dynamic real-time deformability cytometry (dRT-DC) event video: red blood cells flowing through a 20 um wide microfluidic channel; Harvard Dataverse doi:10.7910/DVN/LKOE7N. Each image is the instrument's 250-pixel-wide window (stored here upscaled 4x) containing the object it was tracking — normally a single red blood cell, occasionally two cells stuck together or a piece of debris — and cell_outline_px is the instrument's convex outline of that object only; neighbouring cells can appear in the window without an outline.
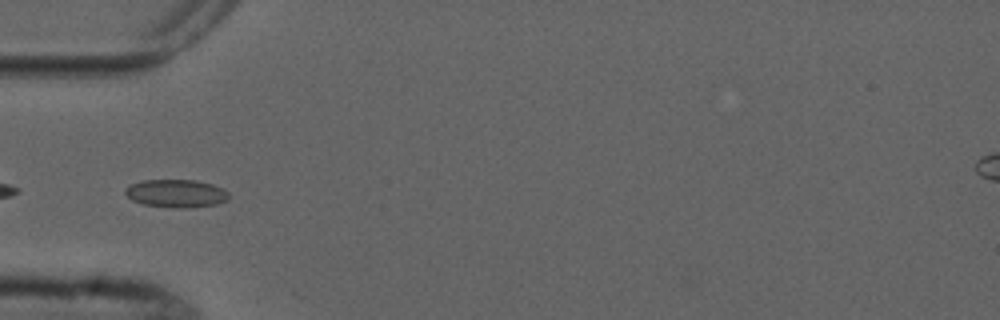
{"species": "common noctule bat (a hibernating species)", "species_latin": "Nyctalus noctula", "temperature_condition": "cold", "stored_images_in_passage": 10, "camera_frame_rate_fps": 3000, "um_per_image_px": 0.085, "animal": {"sex": "male", "forearm_length_mm": 52.5}, "frame": {"image": 1, "passage_image": 5, "time_ms": 5.0, "image_size_px": [1000, 320], "cell_outline_px": [[232, 196], [228, 200], [216, 204], [188, 208], [172, 208], [144, 204], [132, 200], [124, 192], [124, 188], [132, 184], [144, 180], [196, 180], [212, 184], [228, 192]], "centroid_in_image_um": [15.0, 16.45], "position_along_channel_um": 70.0, "area_um2": 16.94}}
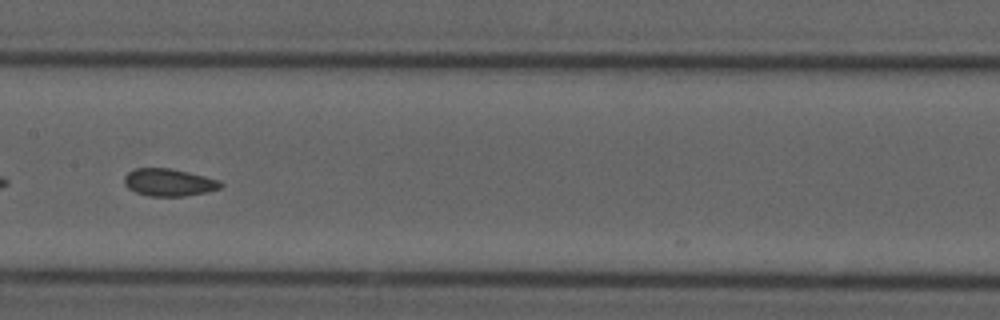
{"frame": {"image": 2, "passage_image": 8, "time_ms": 8.333, "image_size_px": [1000, 320], "cell_outline_px": [[224, 184], [220, 188], [208, 192], [184, 196], [148, 196], [136, 192], [128, 188], [124, 184], [124, 176], [132, 168], [168, 168], [188, 172], [220, 180]], "centroid_in_image_um": [14.35, 15.5], "position_along_channel_um": 193.1, "area_um2": 15.49}}
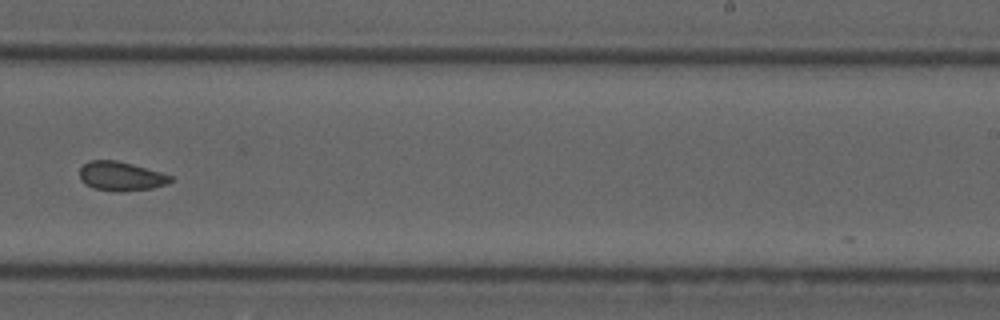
{"frame": {"image": 3, "passage_image": 10, "time_ms": 10.667, "image_size_px": [1000, 320], "cell_outline_px": [[172, 180], [168, 184], [152, 188], [124, 192], [120, 192], [92, 188], [84, 184], [80, 180], [80, 168], [88, 160], [116, 160], [132, 164], [160, 172], [172, 176]], "centroid_in_image_um": [10.26, 14.99], "position_along_channel_um": 278.7, "area_um2": 15.55}}